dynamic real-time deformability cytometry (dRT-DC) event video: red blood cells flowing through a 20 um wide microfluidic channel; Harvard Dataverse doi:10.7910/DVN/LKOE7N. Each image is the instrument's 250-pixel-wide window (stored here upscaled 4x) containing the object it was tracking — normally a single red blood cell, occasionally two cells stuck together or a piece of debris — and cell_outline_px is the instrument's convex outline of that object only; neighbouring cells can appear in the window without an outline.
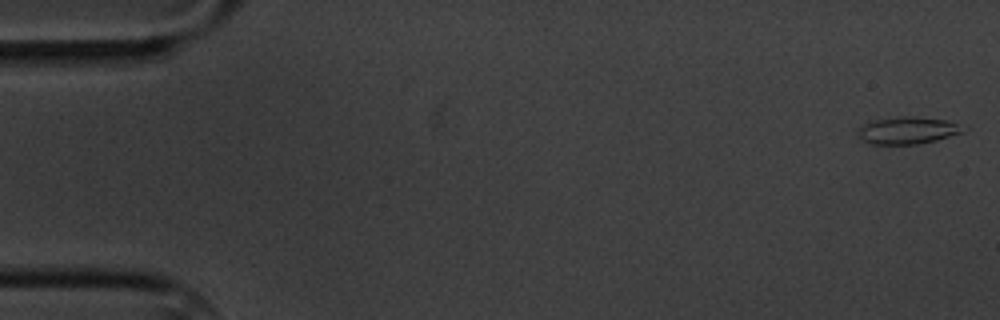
{"species": "common noctule bat (a hibernating species)", "species_latin": "Nyctalus noctula", "temperature_condition": "cold", "stored_images_in_passage": 9, "camera_frame_rate_fps": 3000, "um_per_image_px": 0.085, "animal": {"sex": "male", "body_mass_g": 20.1, "forearm_length_mm": 53.5}, "frame": {"image": 1, "passage_image": 1, "time_ms": 0.0, "image_size_px": [1000, 320], "cell_outline_px": [[968, 128], [964, 132], [936, 140], [916, 144], [872, 144], [864, 140], [856, 132], [856, 128], [864, 124], [876, 120], [896, 116], [912, 116], [944, 120], [968, 124]], "centroid_in_image_um": [77.22, 11.07], "position_along_channel_um": 7.8, "area_um2": 16.88}}
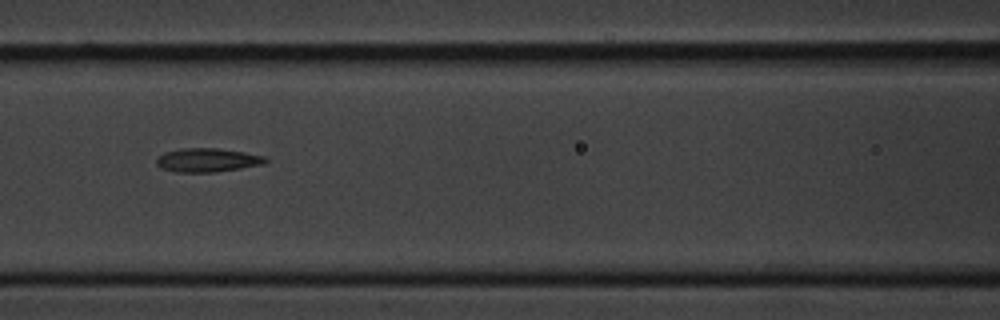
{"frame": {"image": 2, "passage_image": 7, "time_ms": 8.0, "image_size_px": [1000, 320], "cell_outline_px": [[268, 160], [264, 164], [240, 168], [212, 172], [176, 172], [160, 168], [156, 164], [156, 160], [164, 152], [180, 148], [216, 148], [244, 152], [264, 156]], "centroid_in_image_um": [17.6, 13.6], "position_along_channel_um": 149.0, "area_um2": 15.03}}
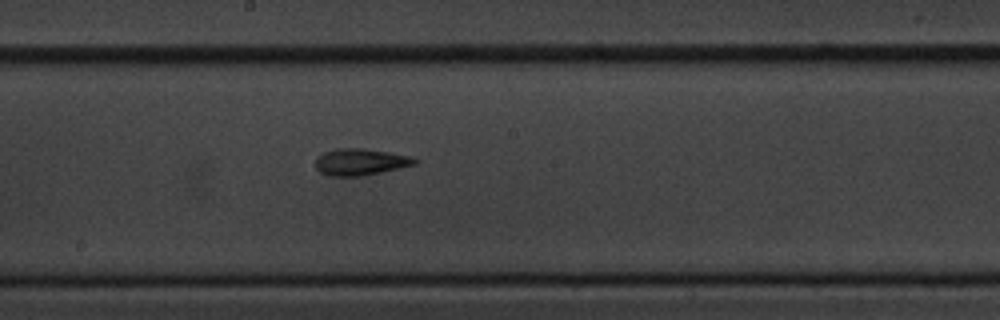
{"frame": {"image": 3, "passage_image": 9, "time_ms": 10.0, "image_size_px": [1000, 320], "cell_outline_px": [[420, 160], [416, 164], [380, 172], [360, 176], [328, 176], [320, 172], [316, 168], [316, 156], [324, 152], [336, 148], [360, 148], [416, 156]], "centroid_in_image_um": [30.65, 13.75], "position_along_channel_um": 217.5, "area_um2": 15.55}}